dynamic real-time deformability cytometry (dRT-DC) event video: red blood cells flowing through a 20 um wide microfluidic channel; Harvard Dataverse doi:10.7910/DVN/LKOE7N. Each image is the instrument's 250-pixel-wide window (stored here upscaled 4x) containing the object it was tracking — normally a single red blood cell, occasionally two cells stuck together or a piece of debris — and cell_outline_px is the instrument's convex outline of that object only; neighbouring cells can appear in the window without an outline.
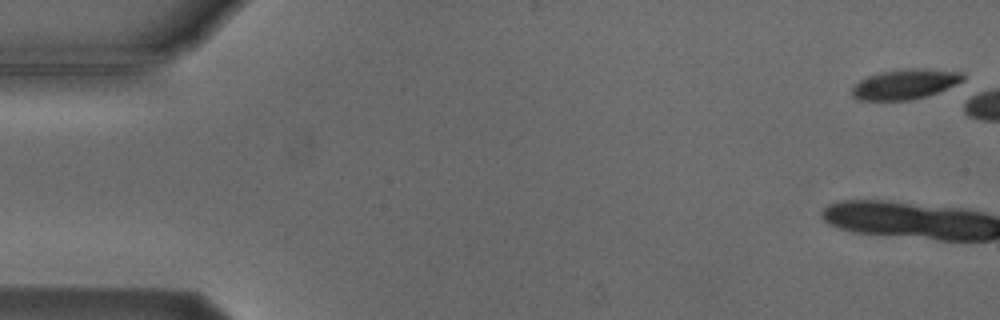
{"species": "Egyptian fruit bat (a non-hibernating species)", "species_latin": "Rousettus aegyptiacus", "temperature_condition": "cold", "stored_images_in_passage": 7, "camera_frame_rate_fps": 3000, "um_per_image_px": 0.085, "animal": {"sex": "male"}, "frame": {"image": 1, "passage_image": 1, "time_ms": 0.0, "image_size_px": [1000, 320], "cell_outline_px": [[964, 80], [936, 92], [924, 96], [908, 100], [856, 100], [852, 96], [852, 84], [868, 76], [880, 72], [908, 68], [928, 68], [960, 72], [964, 76]], "centroid_in_image_um": [76.87, 7.14], "position_along_channel_um": 8.1, "area_um2": 19.31}}
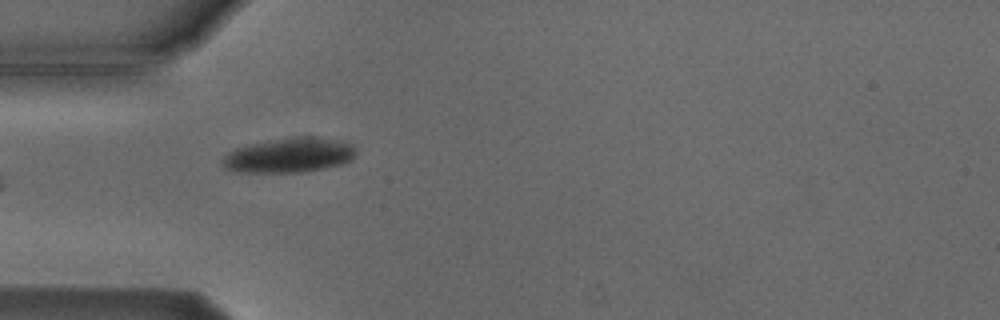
{"frame": {"image": 2, "passage_image": 6, "time_ms": 6.667, "image_size_px": [1000, 320], "cell_outline_px": [[356, 152], [352, 160], [340, 164], [308, 172], [232, 172], [224, 168], [220, 164], [220, 160], [228, 152], [236, 148], [248, 144], [268, 140], [300, 136], [316, 136], [336, 140], [352, 144]], "centroid_in_image_um": [24.53, 13.2], "position_along_channel_um": 60.5, "area_um2": 27.34}}